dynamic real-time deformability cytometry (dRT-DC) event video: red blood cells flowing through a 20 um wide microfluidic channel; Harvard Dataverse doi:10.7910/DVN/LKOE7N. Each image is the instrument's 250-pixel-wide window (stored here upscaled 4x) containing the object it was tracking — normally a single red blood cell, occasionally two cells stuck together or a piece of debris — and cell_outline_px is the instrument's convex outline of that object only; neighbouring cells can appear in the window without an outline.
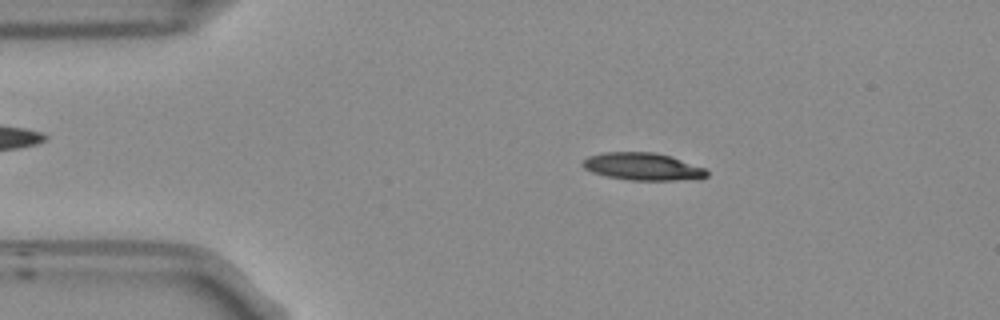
{"species": "Egyptian fruit bat (a non-hibernating species)", "species_latin": "Rousettus aegyptiacus", "temperature_condition": "room temperature", "stored_images_in_passage": 54, "camera_frame_rate_fps": 3000, "um_per_image_px": 0.085, "frame": {"image": 1, "passage_image": 10, "time_ms": 3.0, "image_size_px": [1000, 320], "cell_outline_px": [[708, 176], [700, 180], [628, 180], [604, 176], [592, 172], [584, 168], [580, 164], [588, 156], [604, 152], [656, 152], [672, 156], [704, 168], [708, 172]], "centroid_in_image_um": [54.65, 14.16], "position_along_channel_um": 30.3, "area_um2": 20.17}}
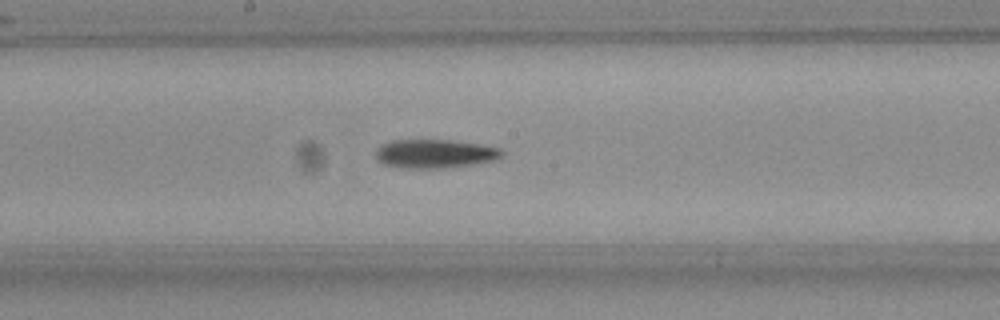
{"frame": {"image": 2, "passage_image": 28, "time_ms": 9.0, "image_size_px": [1000, 320], "cell_outline_px": [[504, 152], [496, 160], [472, 164], [440, 168], [408, 168], [384, 164], [376, 160], [376, 152], [384, 144], [392, 140], [448, 140], [476, 144], [500, 148]], "centroid_in_image_um": [36.96, 13.07], "position_along_channel_um": 211.2, "area_um2": 20.69}}
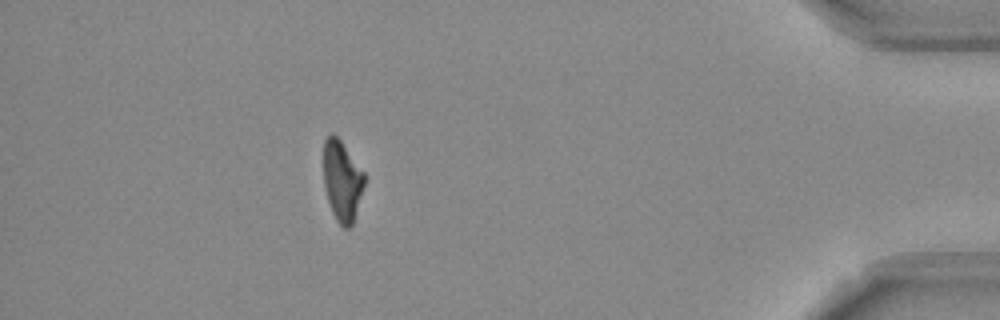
{"frame": {"image": 3, "passage_image": 48, "time_ms": 15.667, "image_size_px": [1000, 320], "cell_outline_px": [[364, 184], [352, 224], [348, 228], [344, 228], [336, 220], [332, 212], [328, 200], [324, 184], [324, 140], [332, 132], [340, 140], [364, 172]], "centroid_in_image_um": [29.06, 15.36], "position_along_channel_um": 406.1, "area_um2": 18.73}, "authors_computed_cell_mechanics": {"area_um2": 20.3167, "velocity_mm_per_s": 3.7515, "shape_relaxation_time_tau1_ms": 7.2366, "shape_relaxation_time_tau2_ms": null, "deformation_change_tau1": 0.2059, "deformation_change_tau2": null}}